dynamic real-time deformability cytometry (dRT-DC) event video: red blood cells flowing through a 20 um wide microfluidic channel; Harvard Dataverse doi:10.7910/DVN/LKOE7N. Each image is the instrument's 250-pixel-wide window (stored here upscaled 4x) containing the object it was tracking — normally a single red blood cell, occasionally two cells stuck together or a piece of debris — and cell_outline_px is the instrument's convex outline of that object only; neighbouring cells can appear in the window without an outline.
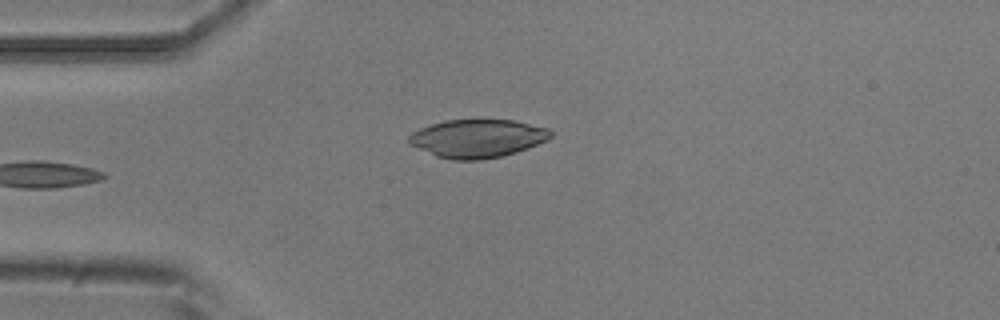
{"species": "common noctule bat (a hibernating species)", "species_latin": "Nyctalus noctula", "temperature_condition": "room temperature", "stored_images_in_passage": 4, "camera_frame_rate_fps": 3000, "um_per_image_px": 0.085, "animal": {"sex": "male", "body_mass_g": 20.5, "forearm_length_mm": 52.5}, "frame": {"image": 1, "passage_image": 4, "time_ms": 1.0, "image_size_px": [1000, 320], "cell_outline_px": [[552, 136], [548, 140], [528, 148], [504, 156], [480, 160], [452, 160], [436, 156], [408, 144], [408, 136], [412, 132], [420, 128], [444, 120], [476, 116], [516, 120], [548, 128], [552, 132]], "centroid_in_image_um": [40.59, 11.72], "position_along_channel_um": 44.4, "area_um2": 32.83}}